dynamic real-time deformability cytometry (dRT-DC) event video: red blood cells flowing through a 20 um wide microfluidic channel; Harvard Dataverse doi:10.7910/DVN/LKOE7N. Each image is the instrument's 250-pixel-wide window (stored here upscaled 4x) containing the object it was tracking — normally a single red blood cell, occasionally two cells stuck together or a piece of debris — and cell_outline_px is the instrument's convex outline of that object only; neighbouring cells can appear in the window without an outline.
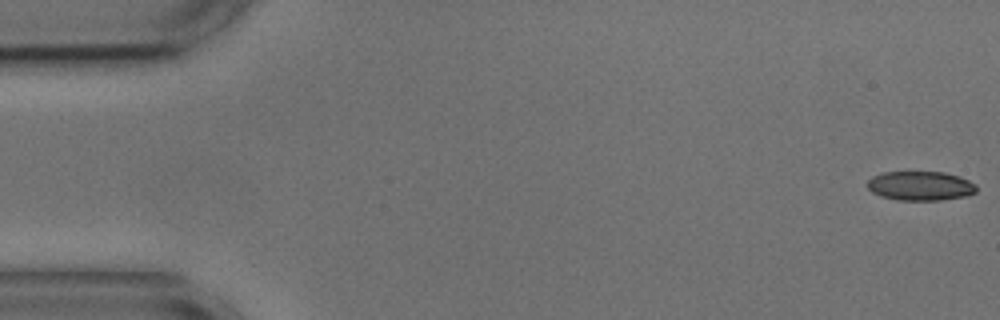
{"species": "common noctule bat (a hibernating species)", "species_latin": "Nyctalus noctula", "temperature_condition": "cold", "stored_images_in_passage": 4, "camera_frame_rate_fps": 3000, "um_per_image_px": 0.085, "animal": {"sex": "male", "body_mass_g": 17.9, "forearm_length_mm": 54.2}, "frame": {"image": 1, "passage_image": 1, "time_ms": 0.0, "image_size_px": [1000, 320], "cell_outline_px": [[976, 192], [968, 196], [940, 200], [896, 200], [880, 196], [872, 192], [868, 188], [868, 180], [872, 176], [880, 172], [944, 172], [960, 176], [976, 184]], "centroid_in_image_um": [78.24, 15.8], "position_along_channel_um": 6.8, "area_um2": 18.79}}